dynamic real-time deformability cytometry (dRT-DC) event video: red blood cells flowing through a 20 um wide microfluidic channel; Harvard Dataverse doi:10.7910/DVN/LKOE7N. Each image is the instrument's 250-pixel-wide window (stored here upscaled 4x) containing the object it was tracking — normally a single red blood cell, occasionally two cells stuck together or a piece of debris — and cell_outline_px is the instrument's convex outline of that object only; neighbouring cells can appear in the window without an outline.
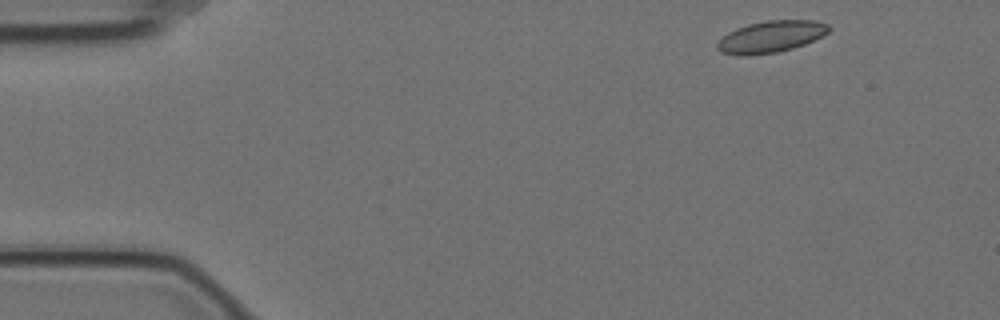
{"species": "Egyptian fruit bat (a non-hibernating species)", "species_latin": "Rousettus aegyptiacus", "temperature_condition": "cold", "stored_images_in_passage": 5, "camera_frame_rate_fps": 3000, "um_per_image_px": 0.085, "animal": {"sex": "female"}, "frame": {"image": 1, "passage_image": 1, "time_ms": 0.0, "image_size_px": [1000, 320], "cell_outline_px": [[832, 28], [824, 36], [804, 44], [792, 48], [776, 52], [748, 56], [744, 56], [720, 52], [716, 48], [716, 44], [728, 32], [736, 28], [748, 24], [768, 20], [816, 20], [828, 24]], "centroid_in_image_um": [65.55, 3.11], "position_along_channel_um": 19.5, "area_um2": 20.69}}
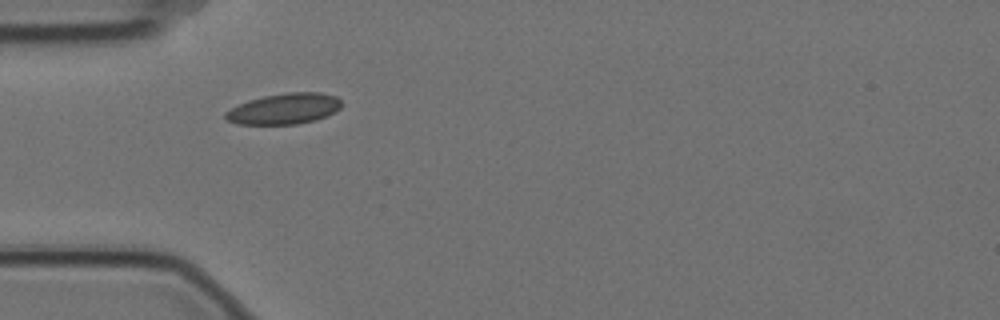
{"frame": {"image": 2, "passage_image": 4, "time_ms": 1.0, "image_size_px": [1000, 320], "cell_outline_px": [[344, 104], [336, 112], [316, 120], [296, 124], [236, 124], [228, 120], [224, 116], [224, 112], [248, 100], [264, 96], [288, 92], [320, 92], [336, 96]], "centroid_in_image_um": [24.2, 9.24], "position_along_channel_um": 60.8, "area_um2": 20.92}}
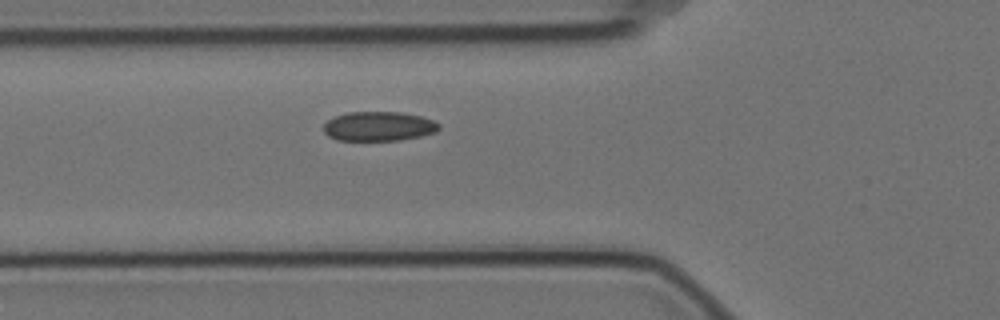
{"frame": {"image": 3, "passage_image": 5, "time_ms": 1.333, "image_size_px": [1000, 320], "cell_outline_px": [[440, 128], [436, 132], [420, 136], [400, 140], [336, 140], [328, 136], [324, 132], [324, 124], [328, 120], [336, 116], [348, 112], [400, 112], [420, 116], [432, 120], [440, 124]], "centroid_in_image_um": [32.19, 10.74], "position_along_channel_um": 93.6, "area_um2": 19.71}}